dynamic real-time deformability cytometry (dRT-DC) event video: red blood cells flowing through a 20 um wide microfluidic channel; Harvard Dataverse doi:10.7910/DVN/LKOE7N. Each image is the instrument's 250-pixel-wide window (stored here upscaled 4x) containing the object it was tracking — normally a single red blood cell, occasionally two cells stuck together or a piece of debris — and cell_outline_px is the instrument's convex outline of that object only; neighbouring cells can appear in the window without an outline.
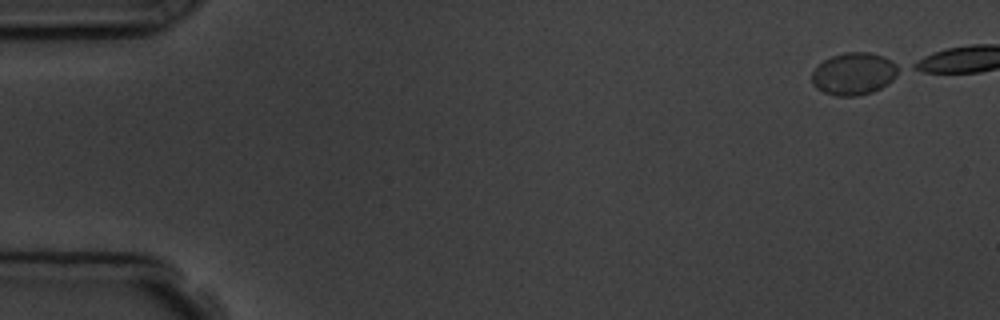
{"species": "common noctule bat (a hibernating species)", "species_latin": "Nyctalus noctula", "temperature_condition": "room temperature", "stored_images_in_passage": 6, "camera_frame_rate_fps": 3000, "um_per_image_px": 0.085, "animal": {"sex": "male", "body_mass_g": 19.5, "forearm_length_mm": 54.6}, "frame": {"image": 1, "passage_image": 1, "time_ms": 0.0, "image_size_px": [1000, 320], "cell_outline_px": [[904, 68], [888, 84], [872, 92], [856, 96], [836, 96], [824, 92], [816, 88], [812, 84], [812, 72], [824, 60], [832, 56], [844, 52], [868, 52], [884, 56]], "centroid_in_image_um": [72.62, 6.26], "position_along_channel_um": 12.4, "area_um2": 21.56}}